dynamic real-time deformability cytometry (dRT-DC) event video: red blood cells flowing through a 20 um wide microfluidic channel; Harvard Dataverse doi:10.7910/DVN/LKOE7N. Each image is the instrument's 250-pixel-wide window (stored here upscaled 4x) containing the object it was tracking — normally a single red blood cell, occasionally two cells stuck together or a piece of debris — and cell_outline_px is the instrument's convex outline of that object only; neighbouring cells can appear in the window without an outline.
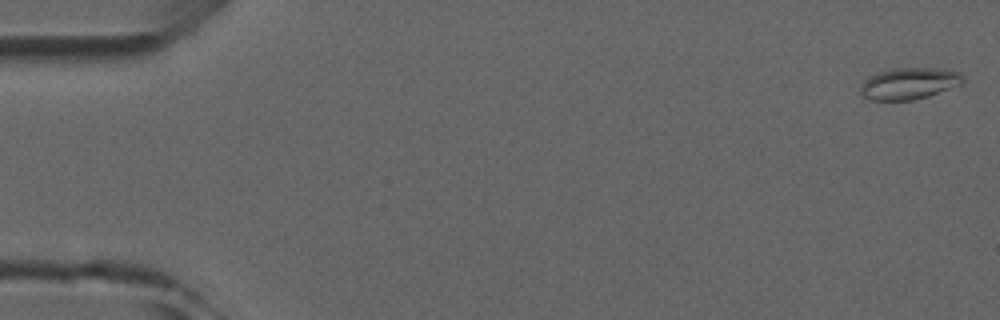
{"species": "common noctule bat (a hibernating species)", "species_latin": "Nyctalus noctula", "temperature_condition": "room temperature", "stored_images_in_passage": 5, "camera_frame_rate_fps": 3000, "um_per_image_px": 0.085, "animal": {"sex": "male", "forearm_length_mm": 52.5}, "frame": {"image": 1, "passage_image": 1, "time_ms": 0.0, "image_size_px": [1000, 320], "cell_outline_px": [[964, 80], [960, 84], [928, 96], [912, 100], [872, 100], [864, 96], [860, 92], [860, 88], [864, 80], [868, 76], [876, 72], [892, 68], [948, 68], [960, 72], [964, 76]], "centroid_in_image_um": [77.28, 7.07], "position_along_channel_um": 7.7, "area_um2": 19.02}}
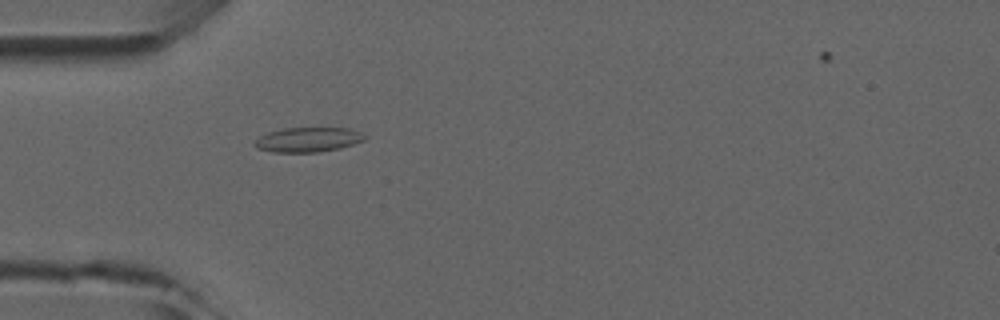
{"frame": {"image": 2, "passage_image": 5, "time_ms": 4.667, "image_size_px": [1000, 320], "cell_outline_px": [[368, 136], [364, 140], [340, 148], [316, 152], [272, 152], [256, 148], [252, 144], [260, 136], [268, 132], [280, 128], [348, 128], [360, 132]], "centroid_in_image_um": [26.15, 11.87], "position_along_channel_um": 58.8, "area_um2": 15.84}}